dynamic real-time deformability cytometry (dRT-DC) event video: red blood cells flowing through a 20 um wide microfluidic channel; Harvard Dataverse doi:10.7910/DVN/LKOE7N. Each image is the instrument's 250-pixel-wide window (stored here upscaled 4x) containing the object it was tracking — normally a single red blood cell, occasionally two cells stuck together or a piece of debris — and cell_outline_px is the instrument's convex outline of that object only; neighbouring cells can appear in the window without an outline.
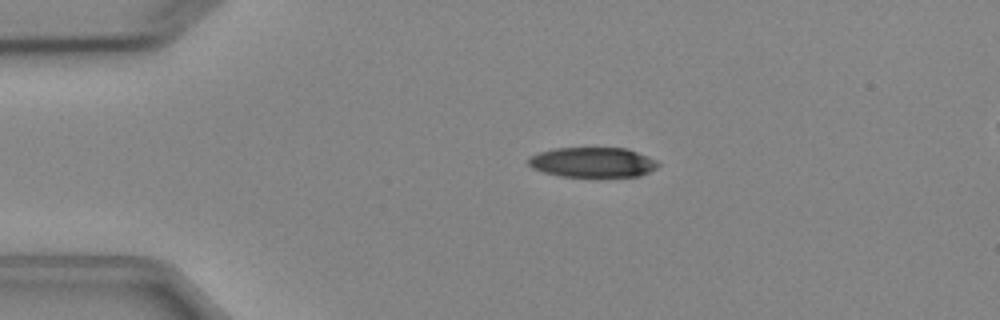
{"species": "Egyptian fruit bat (a non-hibernating species)", "species_latin": "Rousettus aegyptiacus", "temperature_condition": "cold", "stored_images_in_passage": 4, "camera_frame_rate_fps": 3000, "um_per_image_px": 0.085, "animal": {"sex": "female"}, "frame": {"image": 1, "passage_image": 4, "time_ms": 4.333, "image_size_px": [1000, 320], "cell_outline_px": [[660, 164], [656, 168], [640, 176], [560, 176], [544, 172], [532, 168], [528, 164], [528, 156], [540, 152], [556, 148], [628, 148], [656, 160]], "centroid_in_image_um": [50.36, 13.79], "position_along_channel_um": 34.6, "area_um2": 22.54}}